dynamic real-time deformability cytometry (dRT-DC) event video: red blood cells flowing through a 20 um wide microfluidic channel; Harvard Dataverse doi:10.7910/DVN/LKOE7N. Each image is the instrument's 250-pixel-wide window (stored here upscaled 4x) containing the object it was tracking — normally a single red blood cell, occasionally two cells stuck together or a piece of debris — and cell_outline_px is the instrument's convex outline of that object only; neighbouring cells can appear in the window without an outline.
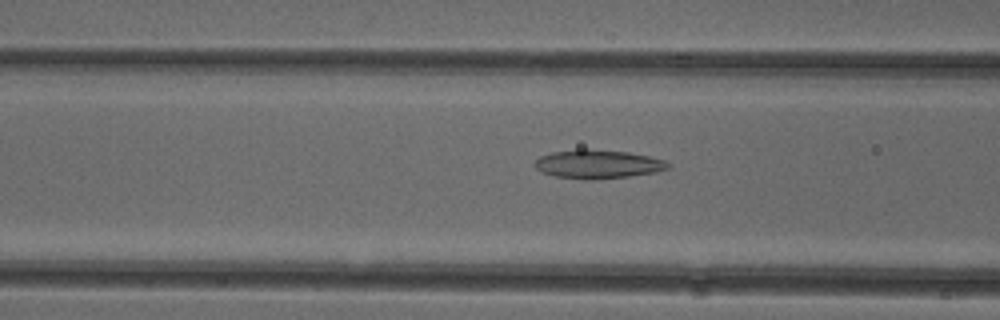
{"species": "common noctule bat (a hibernating species)", "species_latin": "Nyctalus noctula", "temperature_condition": "cold", "stored_images_in_passage": 6, "camera_frame_rate_fps": 3000, "um_per_image_px": 0.085, "animal": {"sex": "female"}, "frame": {"image": 1, "passage_image": 4, "time_ms": 1.0, "image_size_px": [1000, 320], "cell_outline_px": [[672, 164], [668, 168], [656, 172], [628, 176], [592, 180], [584, 180], [552, 176], [540, 172], [532, 164], [540, 156], [552, 152], [580, 148], [584, 148], [628, 152], [648, 156], [664, 160]], "centroid_in_image_um": [50.76, 13.95], "position_along_channel_um": 115.8, "area_um2": 22.6}}